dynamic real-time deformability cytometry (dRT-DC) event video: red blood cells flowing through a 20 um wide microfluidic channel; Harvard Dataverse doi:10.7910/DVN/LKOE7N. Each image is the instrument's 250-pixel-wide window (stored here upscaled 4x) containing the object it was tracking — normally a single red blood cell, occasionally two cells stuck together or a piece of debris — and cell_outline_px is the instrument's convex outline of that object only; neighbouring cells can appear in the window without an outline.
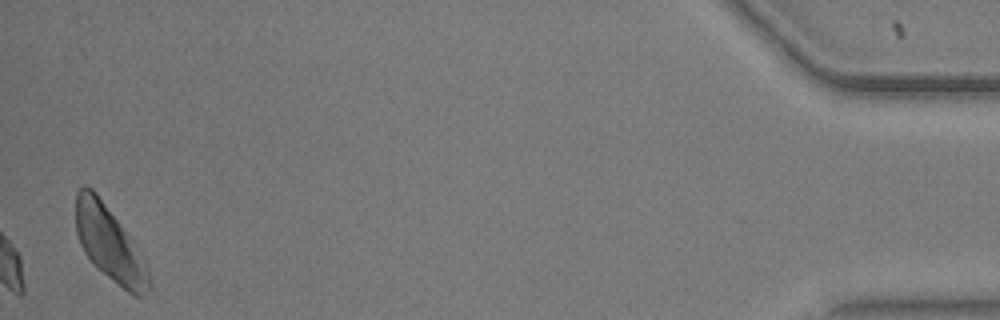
{"species": "common noctule bat (a hibernating species)", "species_latin": "Nyctalus noctula", "temperature_condition": "warm", "stored_images_in_passage": 41, "camera_frame_rate_fps": 3000, "um_per_image_px": 0.085, "animal": {"sex": "male", "body_mass_g": 20.5, "forearm_length_mm": 52.5}, "frame": {"image": 1, "passage_image": 41, "time_ms": 13.333, "image_size_px": [1000, 320], "cell_outline_px": [[152, 288], [144, 296], [136, 296], [128, 292], [96, 268], [84, 252], [80, 244], [76, 232], [76, 192], [84, 184], [92, 188], [96, 192], [116, 220], [144, 260], [148, 268], [152, 284]], "centroid_in_image_um": [9.3, 20.77], "position_along_channel_um": 425.9, "area_um2": 31.27}, "authors_computed_cell_mechanics": {"area_um2": 19.363, "velocity_mm_per_s": 3.6112, "shape_relaxation_time_tau1_ms": 2.442, "shape_relaxation_time_tau2_ms": 4.9845, "deformation_change_tau1": 0.0951, "deformation_change_tau2": 0.1036}}